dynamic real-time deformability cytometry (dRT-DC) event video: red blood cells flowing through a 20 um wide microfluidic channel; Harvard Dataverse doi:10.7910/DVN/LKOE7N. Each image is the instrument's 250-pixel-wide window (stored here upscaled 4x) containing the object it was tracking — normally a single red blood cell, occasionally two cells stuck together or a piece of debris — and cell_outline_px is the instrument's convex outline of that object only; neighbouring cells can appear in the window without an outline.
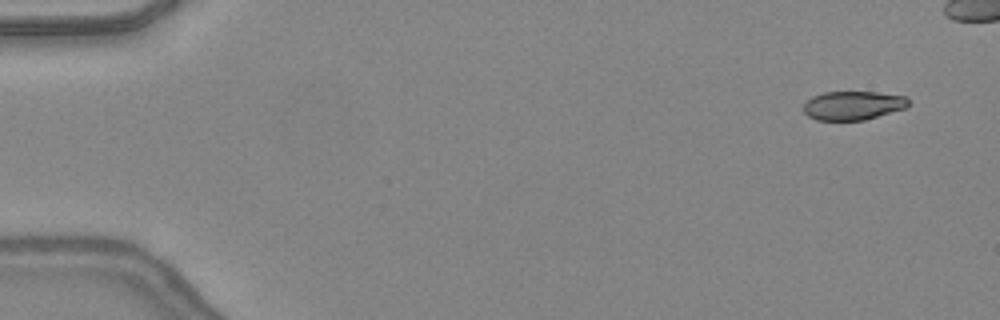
{"species": "common noctule bat (a hibernating species)", "species_latin": "Nyctalus noctula", "temperature_condition": "warm", "stored_images_in_passage": 9, "camera_frame_rate_fps": 3000, "um_per_image_px": 0.085, "animal": {"sex": "female", "body_mass_g": 24.6, "forearm_length_mm": 56.2}, "frame": {"image": 1, "passage_image": 3, "time_ms": 0.667, "image_size_px": [1000, 320], "cell_outline_px": [[908, 104], [904, 108], [864, 120], [816, 120], [808, 116], [804, 112], [804, 100], [812, 96], [824, 92], [876, 92], [904, 96], [908, 100]], "centroid_in_image_um": [72.43, 8.96], "position_along_channel_um": 12.6, "area_um2": 17.51}}